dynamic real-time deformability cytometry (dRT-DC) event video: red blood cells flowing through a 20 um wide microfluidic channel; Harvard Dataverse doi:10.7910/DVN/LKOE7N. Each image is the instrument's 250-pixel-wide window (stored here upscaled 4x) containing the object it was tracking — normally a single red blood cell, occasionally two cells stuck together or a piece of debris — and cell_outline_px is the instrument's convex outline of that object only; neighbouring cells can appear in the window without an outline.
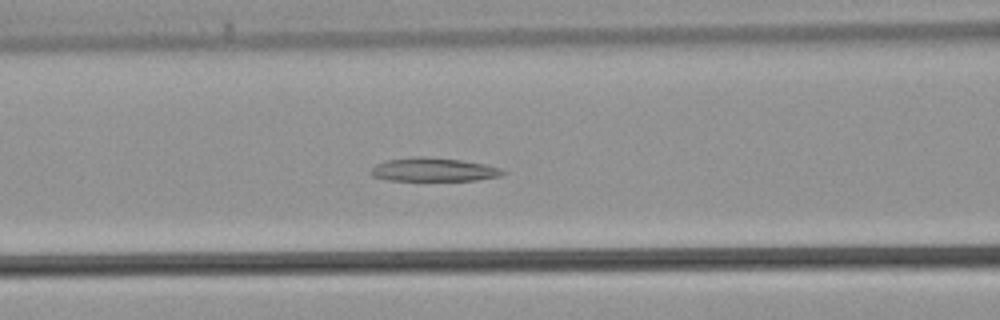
{"species": "common noctule bat (a hibernating species)", "species_latin": "Nyctalus noctula", "temperature_condition": "warm", "stored_images_in_passage": 39, "camera_frame_rate_fps": 3000, "um_per_image_px": 0.085, "animal": {"sex": "male", "body_mass_g": 21.5, "forearm_length_mm": 52.0}, "frame": {"image": 1, "passage_image": 14, "time_ms": 4.333, "image_size_px": [1000, 320], "cell_outline_px": [[508, 172], [504, 176], [476, 180], [388, 180], [372, 176], [368, 172], [376, 164], [384, 160], [416, 156], [424, 156], [460, 160], [484, 164], [500, 168]], "centroid_in_image_um": [36.85, 14.41], "position_along_channel_um": 129.7, "area_um2": 18.26}}
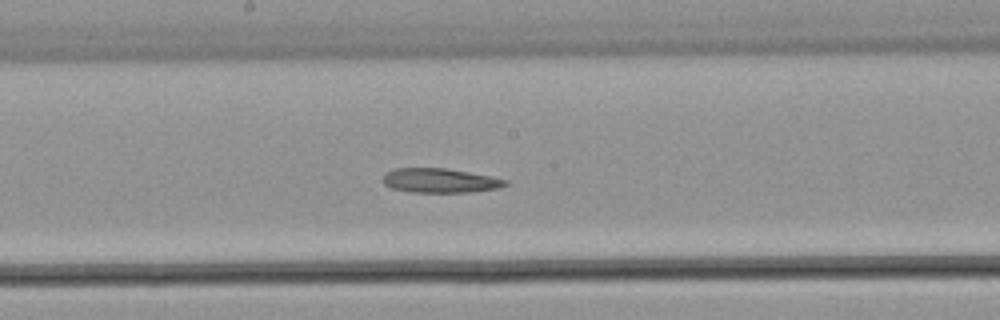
{"frame": {"image": 2, "passage_image": 19, "time_ms": 6.0, "image_size_px": [1000, 320], "cell_outline_px": [[508, 184], [500, 188], [472, 192], [408, 192], [392, 188], [384, 184], [384, 172], [392, 168], [444, 168], [492, 176], [508, 180]], "centroid_in_image_um": [37.4, 15.34], "position_along_channel_um": 210.8, "area_um2": 17.51}}
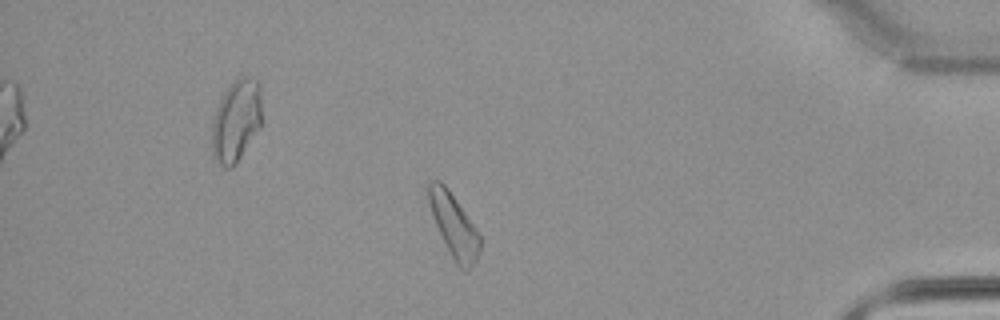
{"frame": {"image": 3, "passage_image": 33, "time_ms": 10.667, "image_size_px": [1000, 320], "cell_outline_px": [[480, 252], [476, 260], [468, 272], [464, 272], [456, 264], [436, 224], [428, 200], [428, 180], [440, 180], [448, 188], [480, 232]], "centroid_in_image_um": [38.62, 19.17], "position_along_channel_um": 396.6, "area_um2": 18.84}}